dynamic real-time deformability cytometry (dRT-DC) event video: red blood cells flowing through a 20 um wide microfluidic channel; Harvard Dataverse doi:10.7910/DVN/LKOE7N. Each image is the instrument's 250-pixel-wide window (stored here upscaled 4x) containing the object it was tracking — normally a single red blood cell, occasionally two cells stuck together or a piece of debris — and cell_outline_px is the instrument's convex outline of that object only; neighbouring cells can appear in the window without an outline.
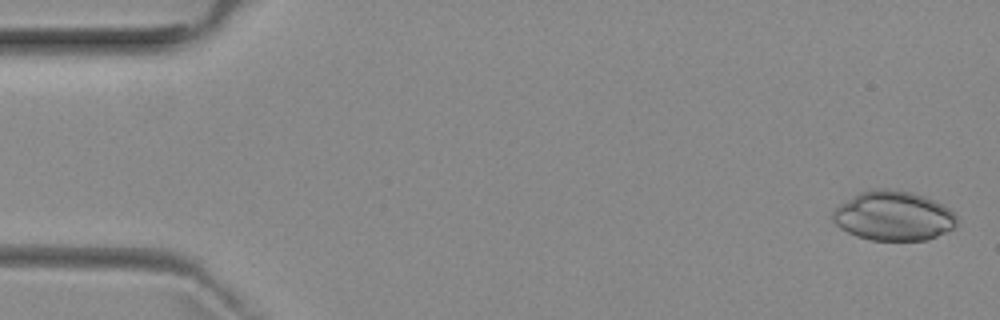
{"species": "common noctule bat (a hibernating species)", "species_latin": "Nyctalus noctula", "temperature_condition": "room temperature", "stored_images_in_passage": 5, "camera_frame_rate_fps": 3000, "um_per_image_px": 0.085, "animal": {"sex": "female", "body_mass_g": 29.2, "forearm_length_mm": 56.3}, "frame": {"image": 1, "passage_image": 1, "time_ms": 0.0, "image_size_px": [1000, 320], "cell_outline_px": [[956, 224], [952, 228], [928, 240], [872, 240], [856, 236], [840, 228], [832, 220], [832, 212], [840, 204], [860, 192], [868, 188], [888, 188], [912, 192], [924, 196], [948, 208], [956, 216]], "centroid_in_image_um": [75.9, 18.34], "position_along_channel_um": 9.1, "area_um2": 35.66}}